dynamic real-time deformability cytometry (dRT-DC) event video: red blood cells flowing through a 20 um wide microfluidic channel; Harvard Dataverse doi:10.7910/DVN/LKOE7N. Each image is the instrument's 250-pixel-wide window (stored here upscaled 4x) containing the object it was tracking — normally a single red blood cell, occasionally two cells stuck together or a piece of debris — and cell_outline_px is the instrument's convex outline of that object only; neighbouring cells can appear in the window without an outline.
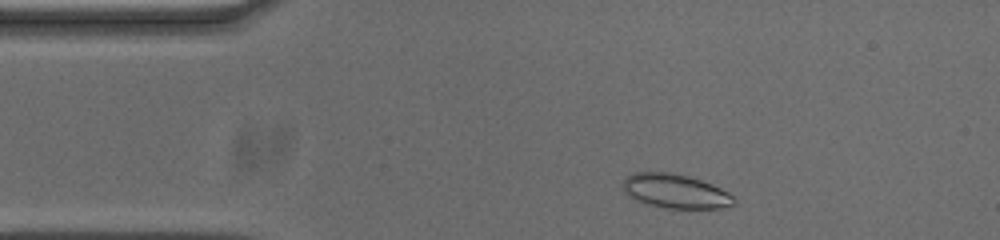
{"species": "common noctule bat (a hibernating species)", "species_latin": "Nyctalus noctula", "temperature_condition": "cold", "stored_images_in_passage": 49, "camera_frame_rate_fps": 3000, "um_per_image_px": 0.085, "animal": {"sex": "male", "body_mass_g": 20.0, "forearm_length_mm": 53.3}, "frame": {"image": 1, "passage_image": 4, "time_ms": 1.0, "image_size_px": [1000, 240], "cell_outline_px": [[736, 204], [724, 208], [664, 208], [648, 204], [636, 200], [628, 196], [624, 188], [624, 180], [632, 172], [672, 172], [688, 176], [712, 184], [728, 192], [736, 200]], "centroid_in_image_um": [57.43, 16.25], "position_along_channel_um": 27.6, "area_um2": 22.08}}
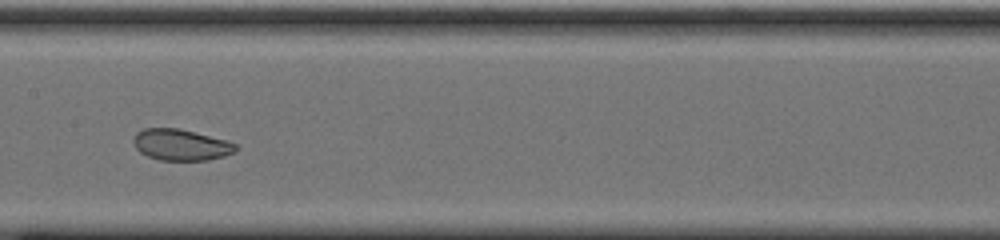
{"frame": {"image": 2, "passage_image": 21, "time_ms": 6.667, "image_size_px": [1000, 240], "cell_outline_px": [[236, 152], [224, 156], [208, 160], [160, 160], [148, 156], [140, 152], [136, 148], [132, 140], [136, 132], [144, 128], [180, 128], [228, 140], [236, 144]], "centroid_in_image_um": [15.38, 12.3], "position_along_channel_um": 192.0, "area_um2": 18.79}}
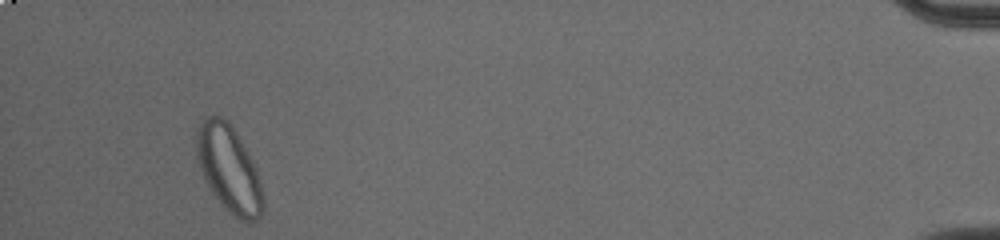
{"frame": {"image": 3, "passage_image": 46, "time_ms": 15.0, "image_size_px": [1000, 240], "cell_outline_px": [[264, 208], [260, 216], [256, 220], [248, 224], [240, 220], [220, 204], [204, 180], [200, 168], [196, 152], [196, 132], [204, 116], [220, 116], [228, 120], [232, 124], [252, 160], [256, 168], [260, 180], [264, 196]], "centroid_in_image_um": [19.47, 14.36], "position_along_channel_um": 415.7, "area_um2": 33.93}, "authors_computed_cell_mechanics": {"area_um2": 22.253, "velocity_mm_per_s": 3.672, "shape_relaxation_time_tau1_ms": null, "shape_relaxation_time_tau2_ms": 1.3927, "deformation_change_tau1": null, "deformation_change_tau2": 0.0589}}